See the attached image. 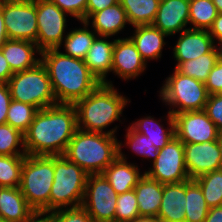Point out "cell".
<instances>
[{"label": "cell", "mask_w": 222, "mask_h": 222, "mask_svg": "<svg viewBox=\"0 0 222 222\" xmlns=\"http://www.w3.org/2000/svg\"><path fill=\"white\" fill-rule=\"evenodd\" d=\"M218 13H222V0H212Z\"/></svg>", "instance_id": "52"}, {"label": "cell", "mask_w": 222, "mask_h": 222, "mask_svg": "<svg viewBox=\"0 0 222 222\" xmlns=\"http://www.w3.org/2000/svg\"><path fill=\"white\" fill-rule=\"evenodd\" d=\"M122 146V142H118V157L101 173L118 195L133 190L144 175L137 165L127 162Z\"/></svg>", "instance_id": "17"}, {"label": "cell", "mask_w": 222, "mask_h": 222, "mask_svg": "<svg viewBox=\"0 0 222 222\" xmlns=\"http://www.w3.org/2000/svg\"><path fill=\"white\" fill-rule=\"evenodd\" d=\"M194 180L202 189V194L210 208L222 205V168L205 173Z\"/></svg>", "instance_id": "32"}, {"label": "cell", "mask_w": 222, "mask_h": 222, "mask_svg": "<svg viewBox=\"0 0 222 222\" xmlns=\"http://www.w3.org/2000/svg\"><path fill=\"white\" fill-rule=\"evenodd\" d=\"M98 36L112 37L118 34L129 24L126 11L121 3H117L111 7H107L102 11L93 13L85 22L90 25Z\"/></svg>", "instance_id": "23"}, {"label": "cell", "mask_w": 222, "mask_h": 222, "mask_svg": "<svg viewBox=\"0 0 222 222\" xmlns=\"http://www.w3.org/2000/svg\"><path fill=\"white\" fill-rule=\"evenodd\" d=\"M204 222H222V205L211 207Z\"/></svg>", "instance_id": "47"}, {"label": "cell", "mask_w": 222, "mask_h": 222, "mask_svg": "<svg viewBox=\"0 0 222 222\" xmlns=\"http://www.w3.org/2000/svg\"><path fill=\"white\" fill-rule=\"evenodd\" d=\"M165 119L168 120L167 125H169V128H164L163 125L152 116L142 117V119L140 118L133 122L130 127L134 131L149 138L153 145L160 150L175 137L173 114L168 111V115H166Z\"/></svg>", "instance_id": "26"}, {"label": "cell", "mask_w": 222, "mask_h": 222, "mask_svg": "<svg viewBox=\"0 0 222 222\" xmlns=\"http://www.w3.org/2000/svg\"><path fill=\"white\" fill-rule=\"evenodd\" d=\"M77 130L74 104H56L37 111L27 132L24 147L27 155H64Z\"/></svg>", "instance_id": "1"}, {"label": "cell", "mask_w": 222, "mask_h": 222, "mask_svg": "<svg viewBox=\"0 0 222 222\" xmlns=\"http://www.w3.org/2000/svg\"><path fill=\"white\" fill-rule=\"evenodd\" d=\"M139 215L138 202L134 189L117 197L114 222H131Z\"/></svg>", "instance_id": "37"}, {"label": "cell", "mask_w": 222, "mask_h": 222, "mask_svg": "<svg viewBox=\"0 0 222 222\" xmlns=\"http://www.w3.org/2000/svg\"><path fill=\"white\" fill-rule=\"evenodd\" d=\"M173 48L175 61H188L209 53L215 44L208 30L186 29L180 32Z\"/></svg>", "instance_id": "18"}, {"label": "cell", "mask_w": 222, "mask_h": 222, "mask_svg": "<svg viewBox=\"0 0 222 222\" xmlns=\"http://www.w3.org/2000/svg\"><path fill=\"white\" fill-rule=\"evenodd\" d=\"M13 73L34 68L41 62V57L35 58L41 50L36 43L26 40L8 39L0 48Z\"/></svg>", "instance_id": "19"}, {"label": "cell", "mask_w": 222, "mask_h": 222, "mask_svg": "<svg viewBox=\"0 0 222 222\" xmlns=\"http://www.w3.org/2000/svg\"><path fill=\"white\" fill-rule=\"evenodd\" d=\"M22 147L19 150L18 147ZM0 155H27L24 147V134L7 123L0 125Z\"/></svg>", "instance_id": "35"}, {"label": "cell", "mask_w": 222, "mask_h": 222, "mask_svg": "<svg viewBox=\"0 0 222 222\" xmlns=\"http://www.w3.org/2000/svg\"><path fill=\"white\" fill-rule=\"evenodd\" d=\"M185 222H204L210 207L202 194V189L194 179L185 181Z\"/></svg>", "instance_id": "29"}, {"label": "cell", "mask_w": 222, "mask_h": 222, "mask_svg": "<svg viewBox=\"0 0 222 222\" xmlns=\"http://www.w3.org/2000/svg\"><path fill=\"white\" fill-rule=\"evenodd\" d=\"M120 0H87L86 6V20L95 12L102 11L107 7H111Z\"/></svg>", "instance_id": "43"}, {"label": "cell", "mask_w": 222, "mask_h": 222, "mask_svg": "<svg viewBox=\"0 0 222 222\" xmlns=\"http://www.w3.org/2000/svg\"><path fill=\"white\" fill-rule=\"evenodd\" d=\"M22 222H54L53 212L46 210H34Z\"/></svg>", "instance_id": "44"}, {"label": "cell", "mask_w": 222, "mask_h": 222, "mask_svg": "<svg viewBox=\"0 0 222 222\" xmlns=\"http://www.w3.org/2000/svg\"><path fill=\"white\" fill-rule=\"evenodd\" d=\"M26 155H0V187H20L21 171Z\"/></svg>", "instance_id": "34"}, {"label": "cell", "mask_w": 222, "mask_h": 222, "mask_svg": "<svg viewBox=\"0 0 222 222\" xmlns=\"http://www.w3.org/2000/svg\"><path fill=\"white\" fill-rule=\"evenodd\" d=\"M1 9L8 39L36 43V0H1Z\"/></svg>", "instance_id": "9"}, {"label": "cell", "mask_w": 222, "mask_h": 222, "mask_svg": "<svg viewBox=\"0 0 222 222\" xmlns=\"http://www.w3.org/2000/svg\"><path fill=\"white\" fill-rule=\"evenodd\" d=\"M7 40H8V35L5 29V25H4V19L2 15V9H1V0H0V48Z\"/></svg>", "instance_id": "48"}, {"label": "cell", "mask_w": 222, "mask_h": 222, "mask_svg": "<svg viewBox=\"0 0 222 222\" xmlns=\"http://www.w3.org/2000/svg\"><path fill=\"white\" fill-rule=\"evenodd\" d=\"M88 174L64 155L54 156L49 211L82 206Z\"/></svg>", "instance_id": "5"}, {"label": "cell", "mask_w": 222, "mask_h": 222, "mask_svg": "<svg viewBox=\"0 0 222 222\" xmlns=\"http://www.w3.org/2000/svg\"><path fill=\"white\" fill-rule=\"evenodd\" d=\"M116 137L77 129L64 156L88 175L101 174L118 157Z\"/></svg>", "instance_id": "4"}, {"label": "cell", "mask_w": 222, "mask_h": 222, "mask_svg": "<svg viewBox=\"0 0 222 222\" xmlns=\"http://www.w3.org/2000/svg\"><path fill=\"white\" fill-rule=\"evenodd\" d=\"M54 181V156L26 155L20 190L34 210L49 211V195Z\"/></svg>", "instance_id": "6"}, {"label": "cell", "mask_w": 222, "mask_h": 222, "mask_svg": "<svg viewBox=\"0 0 222 222\" xmlns=\"http://www.w3.org/2000/svg\"><path fill=\"white\" fill-rule=\"evenodd\" d=\"M117 197L102 174L88 175L82 206L94 222H114Z\"/></svg>", "instance_id": "10"}, {"label": "cell", "mask_w": 222, "mask_h": 222, "mask_svg": "<svg viewBox=\"0 0 222 222\" xmlns=\"http://www.w3.org/2000/svg\"><path fill=\"white\" fill-rule=\"evenodd\" d=\"M126 147L128 146L134 153L143 158H151L153 161L158 157L159 149L145 135L134 131L130 126L126 132Z\"/></svg>", "instance_id": "36"}, {"label": "cell", "mask_w": 222, "mask_h": 222, "mask_svg": "<svg viewBox=\"0 0 222 222\" xmlns=\"http://www.w3.org/2000/svg\"><path fill=\"white\" fill-rule=\"evenodd\" d=\"M131 222H161V221L154 216H138Z\"/></svg>", "instance_id": "49"}, {"label": "cell", "mask_w": 222, "mask_h": 222, "mask_svg": "<svg viewBox=\"0 0 222 222\" xmlns=\"http://www.w3.org/2000/svg\"><path fill=\"white\" fill-rule=\"evenodd\" d=\"M175 136L183 143L216 141L218 130L204 110L173 114Z\"/></svg>", "instance_id": "13"}, {"label": "cell", "mask_w": 222, "mask_h": 222, "mask_svg": "<svg viewBox=\"0 0 222 222\" xmlns=\"http://www.w3.org/2000/svg\"><path fill=\"white\" fill-rule=\"evenodd\" d=\"M37 111L33 105L11 100L6 123L25 134Z\"/></svg>", "instance_id": "33"}, {"label": "cell", "mask_w": 222, "mask_h": 222, "mask_svg": "<svg viewBox=\"0 0 222 222\" xmlns=\"http://www.w3.org/2000/svg\"><path fill=\"white\" fill-rule=\"evenodd\" d=\"M144 173L161 184L179 183L189 180L185 166L184 143L176 136L158 151L152 168Z\"/></svg>", "instance_id": "11"}, {"label": "cell", "mask_w": 222, "mask_h": 222, "mask_svg": "<svg viewBox=\"0 0 222 222\" xmlns=\"http://www.w3.org/2000/svg\"><path fill=\"white\" fill-rule=\"evenodd\" d=\"M81 24L83 28L72 29L65 35L62 43L65 48V53L63 54L84 60L98 35L93 29L88 28L89 25L86 22L83 21Z\"/></svg>", "instance_id": "27"}, {"label": "cell", "mask_w": 222, "mask_h": 222, "mask_svg": "<svg viewBox=\"0 0 222 222\" xmlns=\"http://www.w3.org/2000/svg\"><path fill=\"white\" fill-rule=\"evenodd\" d=\"M184 158L190 179L222 168L217 140L206 143H184Z\"/></svg>", "instance_id": "14"}, {"label": "cell", "mask_w": 222, "mask_h": 222, "mask_svg": "<svg viewBox=\"0 0 222 222\" xmlns=\"http://www.w3.org/2000/svg\"><path fill=\"white\" fill-rule=\"evenodd\" d=\"M134 31L129 37L136 45L142 59L147 63V60L161 58L162 49L166 44L164 38L168 35L153 25H137L134 26Z\"/></svg>", "instance_id": "22"}, {"label": "cell", "mask_w": 222, "mask_h": 222, "mask_svg": "<svg viewBox=\"0 0 222 222\" xmlns=\"http://www.w3.org/2000/svg\"><path fill=\"white\" fill-rule=\"evenodd\" d=\"M146 65L130 37L115 39L111 72L125 81L131 80L141 75Z\"/></svg>", "instance_id": "15"}, {"label": "cell", "mask_w": 222, "mask_h": 222, "mask_svg": "<svg viewBox=\"0 0 222 222\" xmlns=\"http://www.w3.org/2000/svg\"><path fill=\"white\" fill-rule=\"evenodd\" d=\"M161 0H120L130 25H152Z\"/></svg>", "instance_id": "28"}, {"label": "cell", "mask_w": 222, "mask_h": 222, "mask_svg": "<svg viewBox=\"0 0 222 222\" xmlns=\"http://www.w3.org/2000/svg\"><path fill=\"white\" fill-rule=\"evenodd\" d=\"M107 36H97L84 59L90 72L100 81L113 85L107 80V74L112 69V55L115 39L108 41Z\"/></svg>", "instance_id": "20"}, {"label": "cell", "mask_w": 222, "mask_h": 222, "mask_svg": "<svg viewBox=\"0 0 222 222\" xmlns=\"http://www.w3.org/2000/svg\"><path fill=\"white\" fill-rule=\"evenodd\" d=\"M204 111L217 130L222 131V94L209 95Z\"/></svg>", "instance_id": "40"}, {"label": "cell", "mask_w": 222, "mask_h": 222, "mask_svg": "<svg viewBox=\"0 0 222 222\" xmlns=\"http://www.w3.org/2000/svg\"><path fill=\"white\" fill-rule=\"evenodd\" d=\"M63 12L67 13L80 22L86 21L87 0H50Z\"/></svg>", "instance_id": "39"}, {"label": "cell", "mask_w": 222, "mask_h": 222, "mask_svg": "<svg viewBox=\"0 0 222 222\" xmlns=\"http://www.w3.org/2000/svg\"><path fill=\"white\" fill-rule=\"evenodd\" d=\"M54 222H94L83 206L53 211Z\"/></svg>", "instance_id": "38"}, {"label": "cell", "mask_w": 222, "mask_h": 222, "mask_svg": "<svg viewBox=\"0 0 222 222\" xmlns=\"http://www.w3.org/2000/svg\"><path fill=\"white\" fill-rule=\"evenodd\" d=\"M33 211L19 187H0V222H22Z\"/></svg>", "instance_id": "24"}, {"label": "cell", "mask_w": 222, "mask_h": 222, "mask_svg": "<svg viewBox=\"0 0 222 222\" xmlns=\"http://www.w3.org/2000/svg\"><path fill=\"white\" fill-rule=\"evenodd\" d=\"M159 94L165 105H170L171 114L204 110L209 97L205 83L185 76L176 69L165 79Z\"/></svg>", "instance_id": "8"}, {"label": "cell", "mask_w": 222, "mask_h": 222, "mask_svg": "<svg viewBox=\"0 0 222 222\" xmlns=\"http://www.w3.org/2000/svg\"><path fill=\"white\" fill-rule=\"evenodd\" d=\"M208 32L212 36L214 43L215 41H222V13H218Z\"/></svg>", "instance_id": "45"}, {"label": "cell", "mask_w": 222, "mask_h": 222, "mask_svg": "<svg viewBox=\"0 0 222 222\" xmlns=\"http://www.w3.org/2000/svg\"><path fill=\"white\" fill-rule=\"evenodd\" d=\"M189 24V0H161L153 26L168 36L186 29ZM185 27V28H184Z\"/></svg>", "instance_id": "16"}, {"label": "cell", "mask_w": 222, "mask_h": 222, "mask_svg": "<svg viewBox=\"0 0 222 222\" xmlns=\"http://www.w3.org/2000/svg\"><path fill=\"white\" fill-rule=\"evenodd\" d=\"M209 95L222 94V60L218 59L205 82Z\"/></svg>", "instance_id": "41"}, {"label": "cell", "mask_w": 222, "mask_h": 222, "mask_svg": "<svg viewBox=\"0 0 222 222\" xmlns=\"http://www.w3.org/2000/svg\"><path fill=\"white\" fill-rule=\"evenodd\" d=\"M57 104H75L91 93L100 81L84 60L63 54L58 48L41 52Z\"/></svg>", "instance_id": "2"}, {"label": "cell", "mask_w": 222, "mask_h": 222, "mask_svg": "<svg viewBox=\"0 0 222 222\" xmlns=\"http://www.w3.org/2000/svg\"><path fill=\"white\" fill-rule=\"evenodd\" d=\"M13 74L14 73L12 72L5 56L0 50V83H7Z\"/></svg>", "instance_id": "46"}, {"label": "cell", "mask_w": 222, "mask_h": 222, "mask_svg": "<svg viewBox=\"0 0 222 222\" xmlns=\"http://www.w3.org/2000/svg\"><path fill=\"white\" fill-rule=\"evenodd\" d=\"M37 40L36 45L41 51L60 49L67 26V13L63 12L50 0H36Z\"/></svg>", "instance_id": "12"}, {"label": "cell", "mask_w": 222, "mask_h": 222, "mask_svg": "<svg viewBox=\"0 0 222 222\" xmlns=\"http://www.w3.org/2000/svg\"><path fill=\"white\" fill-rule=\"evenodd\" d=\"M217 142L220 148L221 163H222V131L218 132Z\"/></svg>", "instance_id": "51"}, {"label": "cell", "mask_w": 222, "mask_h": 222, "mask_svg": "<svg viewBox=\"0 0 222 222\" xmlns=\"http://www.w3.org/2000/svg\"><path fill=\"white\" fill-rule=\"evenodd\" d=\"M140 216L157 217L162 201L163 184L149 178L145 173L134 187Z\"/></svg>", "instance_id": "25"}, {"label": "cell", "mask_w": 222, "mask_h": 222, "mask_svg": "<svg viewBox=\"0 0 222 222\" xmlns=\"http://www.w3.org/2000/svg\"><path fill=\"white\" fill-rule=\"evenodd\" d=\"M217 15L212 0H189V29L209 30Z\"/></svg>", "instance_id": "31"}, {"label": "cell", "mask_w": 222, "mask_h": 222, "mask_svg": "<svg viewBox=\"0 0 222 222\" xmlns=\"http://www.w3.org/2000/svg\"><path fill=\"white\" fill-rule=\"evenodd\" d=\"M215 48L217 51L218 59L222 60V41H218V45L215 44Z\"/></svg>", "instance_id": "50"}, {"label": "cell", "mask_w": 222, "mask_h": 222, "mask_svg": "<svg viewBox=\"0 0 222 222\" xmlns=\"http://www.w3.org/2000/svg\"><path fill=\"white\" fill-rule=\"evenodd\" d=\"M12 98L7 83H0V125L7 120L8 108Z\"/></svg>", "instance_id": "42"}, {"label": "cell", "mask_w": 222, "mask_h": 222, "mask_svg": "<svg viewBox=\"0 0 222 222\" xmlns=\"http://www.w3.org/2000/svg\"><path fill=\"white\" fill-rule=\"evenodd\" d=\"M185 181L163 184L162 201L157 218L161 222H185Z\"/></svg>", "instance_id": "21"}, {"label": "cell", "mask_w": 222, "mask_h": 222, "mask_svg": "<svg viewBox=\"0 0 222 222\" xmlns=\"http://www.w3.org/2000/svg\"><path fill=\"white\" fill-rule=\"evenodd\" d=\"M128 102L131 101L119 94L113 85L100 83L91 93L74 104L77 111V129L116 136L118 126L108 131L103 130L114 121H120Z\"/></svg>", "instance_id": "3"}, {"label": "cell", "mask_w": 222, "mask_h": 222, "mask_svg": "<svg viewBox=\"0 0 222 222\" xmlns=\"http://www.w3.org/2000/svg\"><path fill=\"white\" fill-rule=\"evenodd\" d=\"M217 60L218 55L216 48L214 47L209 53L201 55L196 59L177 61L175 69L185 76H189L205 83Z\"/></svg>", "instance_id": "30"}, {"label": "cell", "mask_w": 222, "mask_h": 222, "mask_svg": "<svg viewBox=\"0 0 222 222\" xmlns=\"http://www.w3.org/2000/svg\"><path fill=\"white\" fill-rule=\"evenodd\" d=\"M12 100L35 106L38 110L57 104L46 67L14 73L7 82Z\"/></svg>", "instance_id": "7"}]
</instances>
